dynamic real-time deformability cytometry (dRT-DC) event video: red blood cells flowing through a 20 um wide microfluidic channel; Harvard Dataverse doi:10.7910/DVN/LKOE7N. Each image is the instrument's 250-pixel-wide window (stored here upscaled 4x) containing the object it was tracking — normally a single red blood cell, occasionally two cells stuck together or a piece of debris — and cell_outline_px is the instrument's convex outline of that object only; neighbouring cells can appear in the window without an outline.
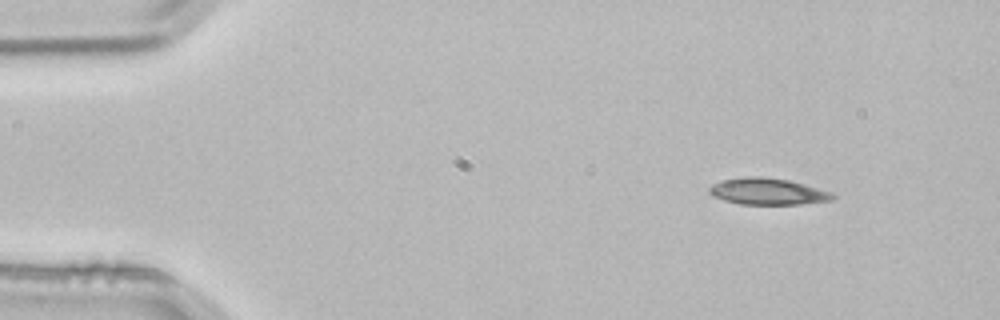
{"species": "common noctule bat (a hibernating species)", "species_latin": "Nyctalus noctula", "temperature_condition": "room temperature", "stored_images_in_passage": 2, "camera_frame_rate_fps": 3000, "um_per_image_px": 0.085, "animal": {"sex": "male", "body_mass_g": 21.5, "forearm_length_mm": 52.0}, "frame": {"image": 1, "passage_image": 1, "time_ms": 0.0, "image_size_px": [1000, 320], "cell_outline_px": [[836, 196], [832, 200], [800, 204], [740, 204], [724, 200], [712, 196], [708, 192], [708, 188], [712, 184], [720, 180], [744, 176], [760, 176], [788, 180], [804, 184], [832, 192]], "centroid_in_image_um": [65.21, 16.27], "position_along_channel_um": 19.8, "area_um2": 19.19}}